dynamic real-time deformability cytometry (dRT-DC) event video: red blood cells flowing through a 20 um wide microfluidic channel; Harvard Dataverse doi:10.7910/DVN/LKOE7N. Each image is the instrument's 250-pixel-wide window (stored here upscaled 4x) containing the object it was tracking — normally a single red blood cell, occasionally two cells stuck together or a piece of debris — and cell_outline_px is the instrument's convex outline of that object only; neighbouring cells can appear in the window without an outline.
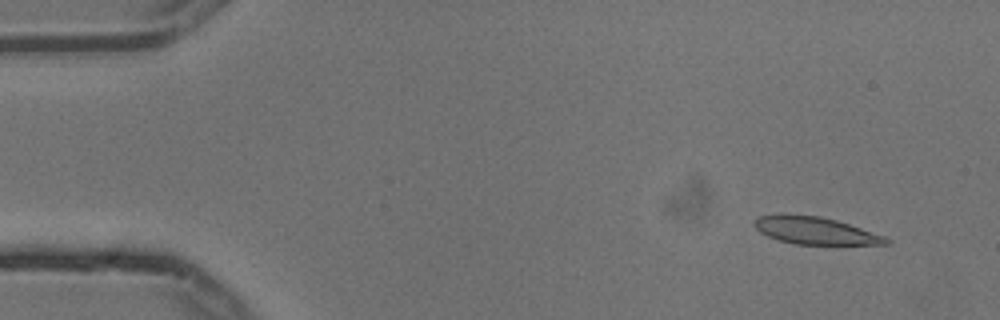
{"species": "common noctule bat (a hibernating species)", "species_latin": "Nyctalus noctula", "temperature_condition": "cold", "stored_images_in_passage": 4, "camera_frame_rate_fps": 3000, "um_per_image_px": 0.085, "animal": {"sex": "male", "body_mass_g": 13.3}, "frame": {"image": 1, "passage_image": 1, "time_ms": 0.0, "image_size_px": [1000, 320], "cell_outline_px": [[892, 240], [888, 244], [796, 244], [780, 240], [768, 236], [760, 232], [752, 224], [752, 220], [756, 216], [780, 212], [788, 212], [820, 216], [836, 220], [884, 236]], "centroid_in_image_um": [69.17, 19.55], "position_along_channel_um": 15.8, "area_um2": 21.33}}